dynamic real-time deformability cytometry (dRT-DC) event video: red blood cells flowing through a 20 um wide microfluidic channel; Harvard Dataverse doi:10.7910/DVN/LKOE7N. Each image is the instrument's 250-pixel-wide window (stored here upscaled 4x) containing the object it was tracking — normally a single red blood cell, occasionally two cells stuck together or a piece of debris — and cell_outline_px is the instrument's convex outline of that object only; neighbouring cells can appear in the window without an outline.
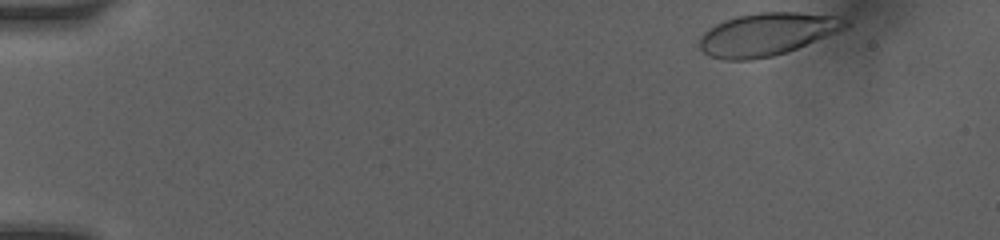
{"species": "human", "species_latin": "Homo sapiens", "temperature_condition": "room temperature", "stored_images_in_passage": 61, "camera_frame_rate_fps": 3000, "um_per_image_px": 0.085, "donor": {"sex": "female"}, "frame": {"image": 1, "passage_image": 1, "time_ms": 0.0, "image_size_px": [1000, 240], "cell_outline_px": [[848, 24], [844, 28], [836, 32], [788, 52], [772, 56], [752, 60], [724, 60], [708, 56], [700, 48], [700, 36], [708, 28], [724, 20], [736, 16], [760, 12], [800, 12], [836, 16], [848, 20]], "centroid_in_image_um": [65.15, 2.91], "position_along_channel_um": 19.8, "area_um2": 36.24}}
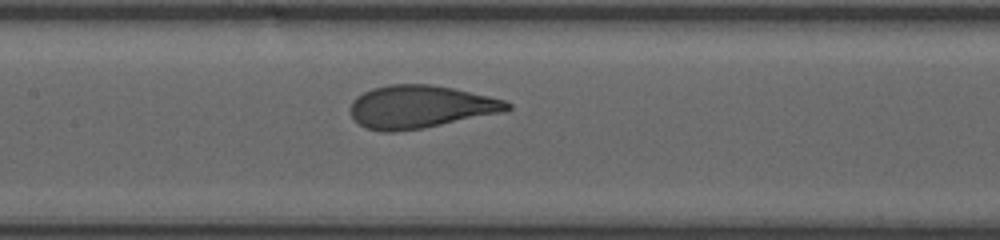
{"frame": {"image": 2, "passage_image": 22, "time_ms": 6.667, "image_size_px": [1000, 240], "cell_outline_px": [[512, 108], [504, 112], [424, 128], [392, 132], [384, 132], [368, 128], [360, 124], [352, 116], [352, 100], [356, 96], [372, 88], [388, 84], [432, 84], [452, 88], [488, 96], [504, 100], [512, 104]], "centroid_in_image_um": [35.75, 9.07], "position_along_channel_um": 171.7, "area_um2": 38.96}}
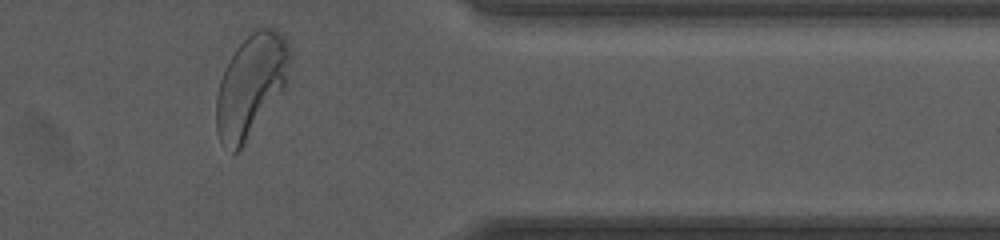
{"frame": {"image": 3, "passage_image": 60, "time_ms": 12.333, "image_size_px": [1000, 240], "cell_outline_px": [[292, 52], [288, 80], [284, 88], [244, 144], [236, 152], [232, 152], [220, 140], [216, 132], [216, 96], [220, 80], [224, 68], [228, 60], [236, 48], [256, 28], [272, 28], [280, 32]], "centroid_in_image_um": [21.33, 7.24], "position_along_channel_um": 390.1, "area_um2": 43.64}, "authors_computed_cell_mechanics": {"area_um2": 38.9572, "velocity_mm_per_s": 4.0877, "shape_relaxation_time_tau1_ms": 3.369, "shape_relaxation_time_tau2_ms": null, "deformation_change_tau1": 0.1681, "deformation_change_tau2": null}}